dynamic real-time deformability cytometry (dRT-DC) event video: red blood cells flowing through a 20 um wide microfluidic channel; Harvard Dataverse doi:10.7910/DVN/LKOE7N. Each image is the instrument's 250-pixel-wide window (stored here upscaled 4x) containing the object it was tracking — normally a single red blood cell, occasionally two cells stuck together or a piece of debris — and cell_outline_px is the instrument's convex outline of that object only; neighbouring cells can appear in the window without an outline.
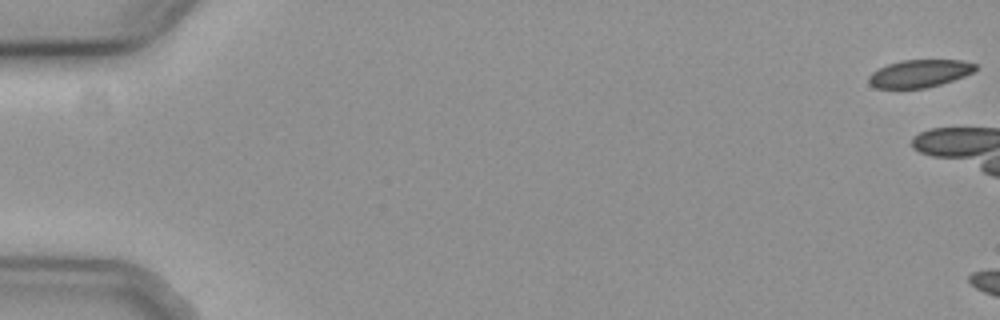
{"species": "common noctule bat (a hibernating species)", "species_latin": "Nyctalus noctula", "temperature_condition": "cold", "stored_images_in_passage": 10, "camera_frame_rate_fps": 3000, "um_per_image_px": 0.085, "animal": {"sex": "female", "body_mass_g": 19.3, "forearm_length_mm": 54.1}, "frame": {"image": 1, "passage_image": 1, "time_ms": 0.0, "image_size_px": [1000, 320], "cell_outline_px": [[976, 68], [972, 72], [964, 76], [940, 84], [924, 88], [876, 88], [868, 84], [868, 76], [872, 72], [888, 64], [904, 60], [960, 60], [976, 64]], "centroid_in_image_um": [78.12, 6.25], "position_along_channel_um": 6.9, "area_um2": 16.99}}